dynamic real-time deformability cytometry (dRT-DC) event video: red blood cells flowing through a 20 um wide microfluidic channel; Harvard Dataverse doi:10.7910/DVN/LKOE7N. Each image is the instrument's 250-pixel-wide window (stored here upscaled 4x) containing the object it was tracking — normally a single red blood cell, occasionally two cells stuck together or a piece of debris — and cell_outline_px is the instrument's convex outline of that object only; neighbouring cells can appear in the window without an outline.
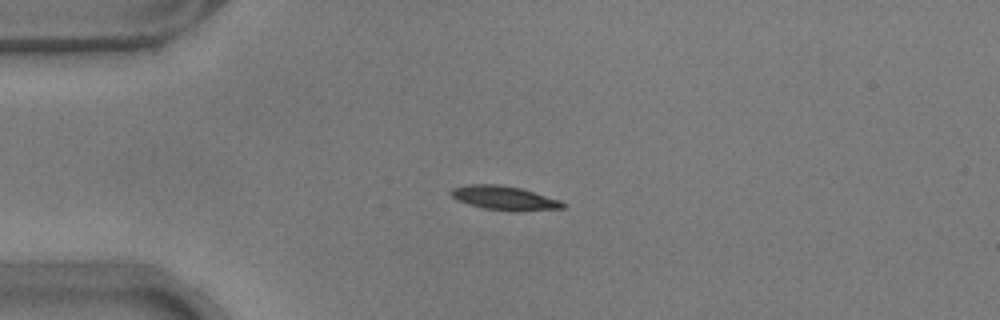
{"species": "common noctule bat (a hibernating species)", "species_latin": "Nyctalus noctula", "temperature_condition": "warm", "stored_images_in_passage": 37, "camera_frame_rate_fps": 3000, "um_per_image_px": 0.085, "animal": {"sex": "male", "body_mass_g": 17.9}, "frame": {"image": 1, "passage_image": 2, "time_ms": 0.333, "image_size_px": [1000, 320], "cell_outline_px": [[568, 204], [564, 208], [484, 208], [468, 204], [452, 196], [448, 192], [452, 188], [468, 184], [496, 184], [520, 188], [560, 200]], "centroid_in_image_um": [42.78, 16.76], "position_along_channel_um": 42.2, "area_um2": 14.51}}
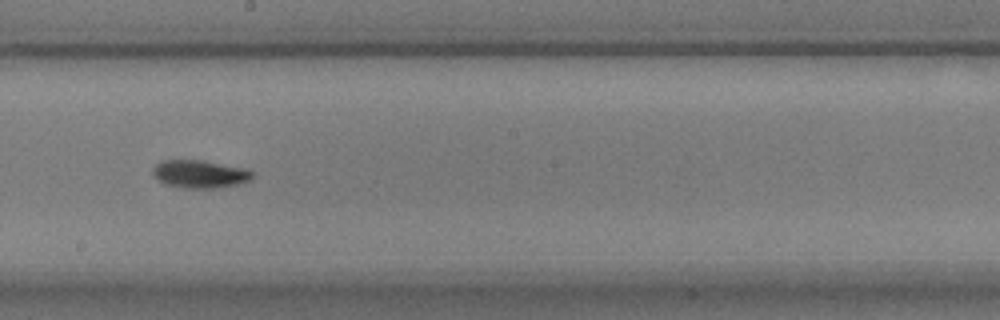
{"frame": {"image": 2, "passage_image": 19, "time_ms": 6.0, "image_size_px": [1000, 320], "cell_outline_px": [[252, 176], [248, 180], [236, 184], [216, 188], [188, 188], [164, 184], [152, 172], [152, 168], [160, 160], [200, 160], [240, 168], [252, 172]], "centroid_in_image_um": [16.9, 14.79], "position_along_channel_um": 231.3, "area_um2": 15.66}}
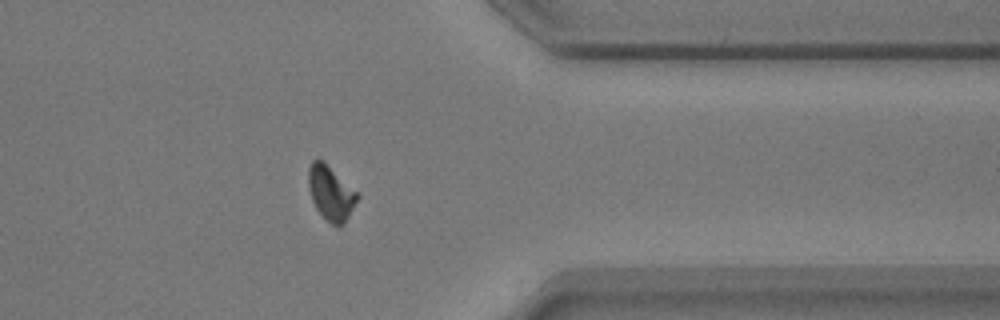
{"frame": {"image": 3, "passage_image": 32, "time_ms": 10.333, "image_size_px": [1000, 320], "cell_outline_px": [[360, 196], [344, 224], [340, 228], [332, 224], [316, 208], [312, 200], [308, 188], [308, 168], [312, 160], [324, 160]], "centroid_in_image_um": [28.11, 16.4], "position_along_channel_um": 383.3, "area_um2": 15.43}, "authors_computed_cell_mechanics": {"area_um2": 15.4904, "velocity_mm_per_s": 3.764, "shape_relaxation_time_tau1_ms": 4.206, "shape_relaxation_time_tau2_ms": 4.6999, "deformation_change_tau1": 0.1364, "deformation_change_tau2": 0.085}}